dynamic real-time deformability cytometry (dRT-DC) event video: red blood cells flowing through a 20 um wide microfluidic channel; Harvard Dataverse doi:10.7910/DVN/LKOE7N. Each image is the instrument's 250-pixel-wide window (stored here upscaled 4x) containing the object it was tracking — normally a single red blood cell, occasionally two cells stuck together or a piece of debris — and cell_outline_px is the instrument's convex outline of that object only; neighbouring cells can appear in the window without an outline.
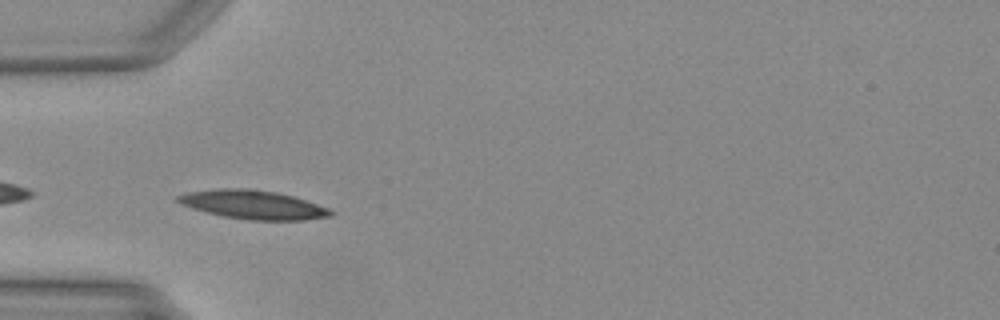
{"species": "Egyptian fruit bat (a non-hibernating species)", "species_latin": "Rousettus aegyptiacus", "temperature_condition": "warm", "stored_images_in_passage": 35, "camera_frame_rate_fps": 3000, "um_per_image_px": 0.085, "animal": {"sex": "female"}, "frame": {"image": 1, "passage_image": 1, "time_ms": 0.0, "image_size_px": [1000, 320], "cell_outline_px": [[336, 212], [332, 216], [304, 220], [252, 220], [224, 216], [192, 208], [180, 204], [176, 200], [176, 196], [188, 192], [216, 188], [248, 188], [276, 192], [292, 196], [328, 208]], "centroid_in_image_um": [21.51, 17.39], "position_along_channel_um": 63.5, "area_um2": 25.49}}
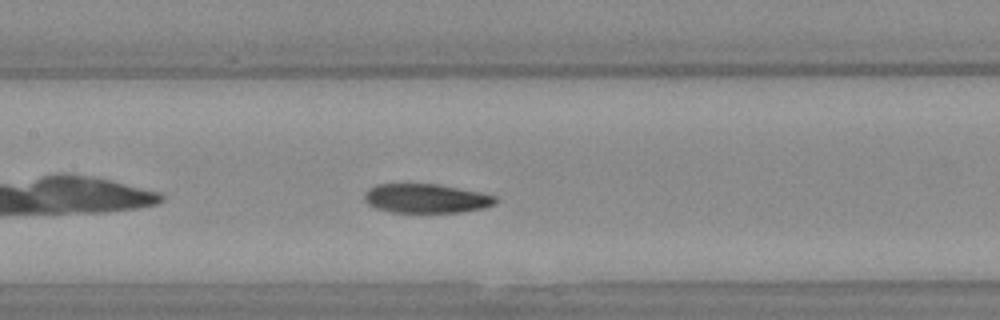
{"frame": {"image": 2, "passage_image": 9, "time_ms": 2.667, "image_size_px": [1000, 320], "cell_outline_px": [[496, 204], [484, 208], [460, 212], [392, 212], [376, 208], [368, 204], [364, 200], [364, 192], [368, 188], [376, 184], [436, 184], [480, 192], [496, 196]], "centroid_in_image_um": [36.2, 16.86], "position_along_channel_um": 171.2, "area_um2": 22.25}}
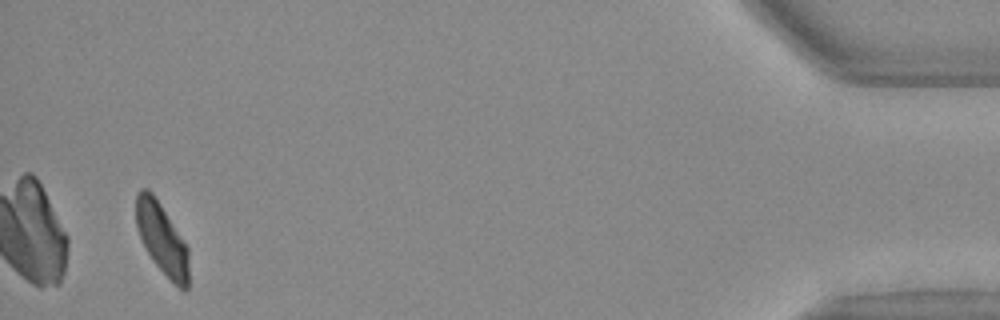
{"frame": {"image": 3, "passage_image": 33, "time_ms": 10.667, "image_size_px": [1000, 320], "cell_outline_px": [[188, 288], [184, 292], [152, 260], [136, 228], [136, 196], [140, 188], [148, 188], [152, 192], [160, 204], [188, 248]], "centroid_in_image_um": [13.75, 20.27], "position_along_channel_um": 421.5, "area_um2": 21.33}}